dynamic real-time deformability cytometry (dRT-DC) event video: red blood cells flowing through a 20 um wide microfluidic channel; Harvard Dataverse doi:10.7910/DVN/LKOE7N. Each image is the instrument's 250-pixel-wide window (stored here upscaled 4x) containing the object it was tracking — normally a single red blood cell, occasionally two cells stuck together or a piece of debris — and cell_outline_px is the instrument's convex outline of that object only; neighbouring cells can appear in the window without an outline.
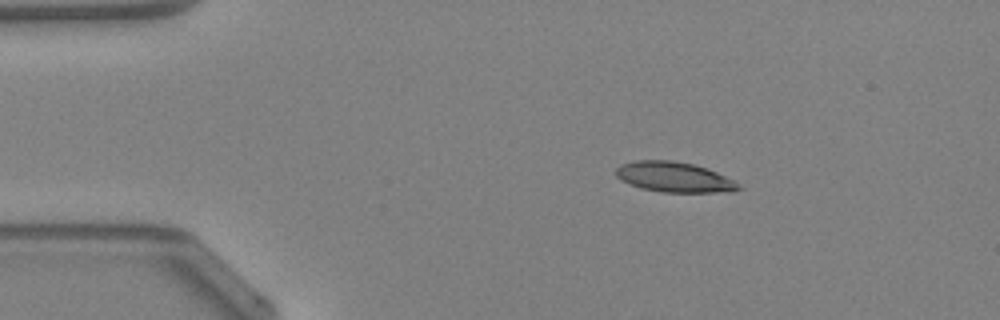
{"species": "Egyptian fruit bat (a non-hibernating species)", "species_latin": "Rousettus aegyptiacus", "temperature_condition": "warm", "stored_images_in_passage": 34, "camera_frame_rate_fps": 3000, "um_per_image_px": 0.085, "animal": {"sex": "female"}, "frame": {"image": 1, "passage_image": 1, "time_ms": 0.0, "image_size_px": [1000, 320], "cell_outline_px": [[744, 188], [732, 192], [664, 192], [640, 188], [620, 180], [616, 176], [616, 168], [620, 164], [636, 160], [672, 160], [692, 164], [716, 172], [732, 180]], "centroid_in_image_um": [57.28, 15.05], "position_along_channel_um": 27.7, "area_um2": 21.5}}
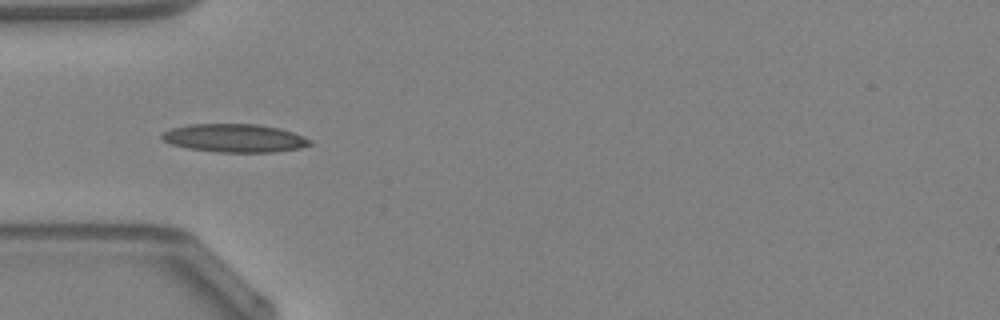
{"frame": {"image": 2, "passage_image": 8, "time_ms": 2.333, "image_size_px": [1000, 320], "cell_outline_px": [[312, 144], [300, 148], [272, 152], [220, 152], [188, 148], [172, 144], [160, 140], [160, 136], [164, 132], [172, 128], [192, 124], [256, 124], [280, 128], [292, 132], [312, 140]], "centroid_in_image_um": [19.94, 11.74], "position_along_channel_um": 65.1, "area_um2": 24.28}}
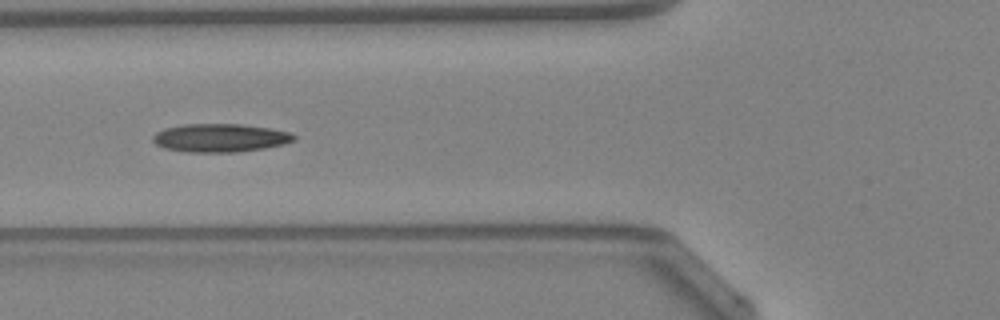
{"frame": {"image": 3, "passage_image": 11, "time_ms": 3.333, "image_size_px": [1000, 320], "cell_outline_px": [[296, 140], [284, 144], [264, 148], [236, 152], [188, 152], [164, 148], [156, 144], [152, 140], [152, 136], [156, 132], [164, 128], [184, 124], [240, 124], [268, 128], [288, 132], [296, 136]], "centroid_in_image_um": [18.69, 11.72], "position_along_channel_um": 107.1, "area_um2": 23.24}, "authors_computed_cell_mechanics": {"area_um2": 22.3686, "velocity_mm_per_s": 4.2679, "shape_relaxation_time_tau1_ms": null, "shape_relaxation_time_tau2_ms": 2.6233, "deformation_change_tau1": null, "deformation_change_tau2": 0.1087}}